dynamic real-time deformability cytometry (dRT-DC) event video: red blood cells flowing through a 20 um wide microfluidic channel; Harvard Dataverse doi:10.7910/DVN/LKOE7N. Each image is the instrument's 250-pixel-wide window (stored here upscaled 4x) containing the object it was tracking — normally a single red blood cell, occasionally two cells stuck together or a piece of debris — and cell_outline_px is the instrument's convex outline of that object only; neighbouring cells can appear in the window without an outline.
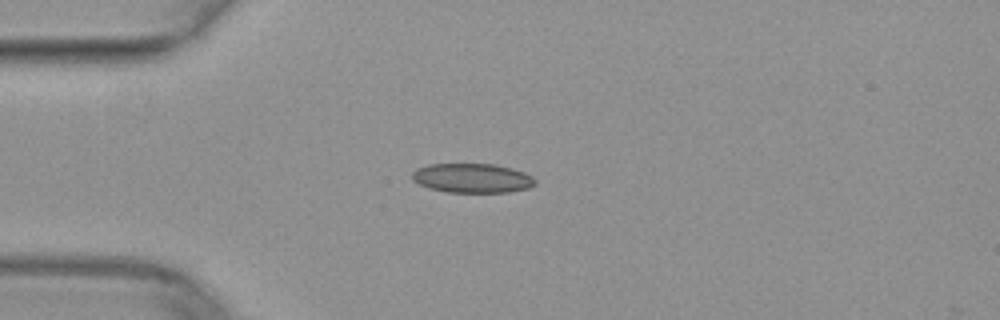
{"species": "common noctule bat (a hibernating species)", "species_latin": "Nyctalus noctula", "temperature_condition": "warm", "stored_images_in_passage": 4, "camera_frame_rate_fps": 3000, "um_per_image_px": 0.085, "animal": {"sex": "female", "body_mass_g": 29.2, "forearm_length_mm": 56.3}, "frame": {"image": 1, "passage_image": 1, "time_ms": 0.0, "image_size_px": [1000, 320], "cell_outline_px": [[536, 184], [528, 188], [508, 192], [448, 192], [432, 188], [420, 184], [412, 180], [412, 172], [416, 168], [428, 164], [496, 164], [512, 168], [524, 172], [532, 176], [536, 180]], "centroid_in_image_um": [40.16, 15.13], "position_along_channel_um": 44.8, "area_um2": 21.04}}